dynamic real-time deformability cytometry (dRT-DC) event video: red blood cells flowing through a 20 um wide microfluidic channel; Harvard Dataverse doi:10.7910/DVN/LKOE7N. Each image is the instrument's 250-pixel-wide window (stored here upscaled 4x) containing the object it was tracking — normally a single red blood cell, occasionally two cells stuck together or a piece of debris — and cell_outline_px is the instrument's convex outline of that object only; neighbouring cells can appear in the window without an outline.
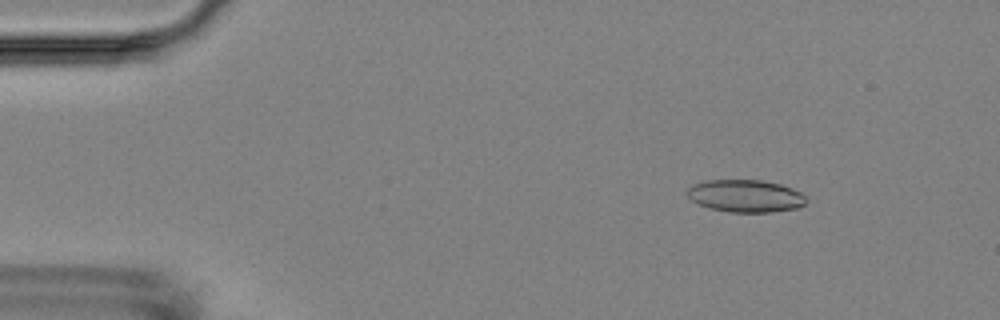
{"species": "Egyptian fruit bat (a non-hibernating species)", "species_latin": "Rousettus aegyptiacus", "temperature_condition": "room temperature", "stored_images_in_passage": 9, "camera_frame_rate_fps": 3000, "um_per_image_px": 0.085, "animal": {"sex": "female"}, "frame": {"image": 1, "passage_image": 1, "time_ms": 0.0, "image_size_px": [1000, 320], "cell_outline_px": [[808, 200], [804, 204], [796, 208], [768, 212], [728, 212], [708, 208], [692, 200], [688, 196], [688, 188], [692, 184], [708, 180], [760, 180], [780, 184], [792, 188], [800, 192]], "centroid_in_image_um": [63.36, 16.65], "position_along_channel_um": 21.6, "area_um2": 22.37}}
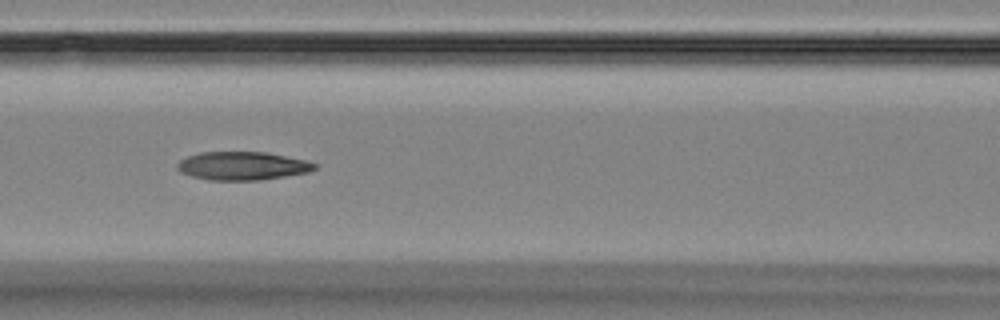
{"frame": {"image": 2, "passage_image": 6, "time_ms": 5.667, "image_size_px": [1000, 320], "cell_outline_px": [[316, 168], [308, 172], [260, 180], [208, 180], [192, 176], [180, 172], [176, 168], [176, 164], [180, 160], [188, 156], [200, 152], [268, 152], [304, 160], [316, 164]], "centroid_in_image_um": [20.56, 14.1], "position_along_channel_um": 146.0, "area_um2": 22.6}}
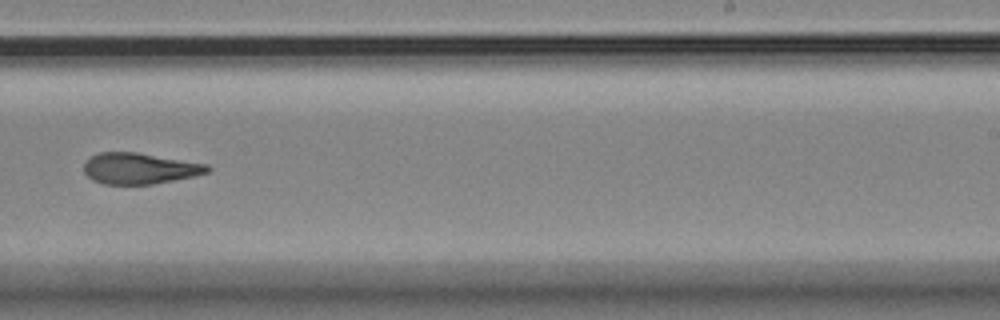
{"frame": {"image": 3, "passage_image": 9, "time_ms": 9.333, "image_size_px": [1000, 320], "cell_outline_px": [[212, 168], [208, 172], [196, 176], [152, 184], [104, 184], [92, 180], [84, 172], [84, 164], [92, 156], [100, 152], [136, 152], [208, 164]], "centroid_in_image_um": [11.89, 14.32], "position_along_channel_um": 277.1, "area_um2": 22.31}}